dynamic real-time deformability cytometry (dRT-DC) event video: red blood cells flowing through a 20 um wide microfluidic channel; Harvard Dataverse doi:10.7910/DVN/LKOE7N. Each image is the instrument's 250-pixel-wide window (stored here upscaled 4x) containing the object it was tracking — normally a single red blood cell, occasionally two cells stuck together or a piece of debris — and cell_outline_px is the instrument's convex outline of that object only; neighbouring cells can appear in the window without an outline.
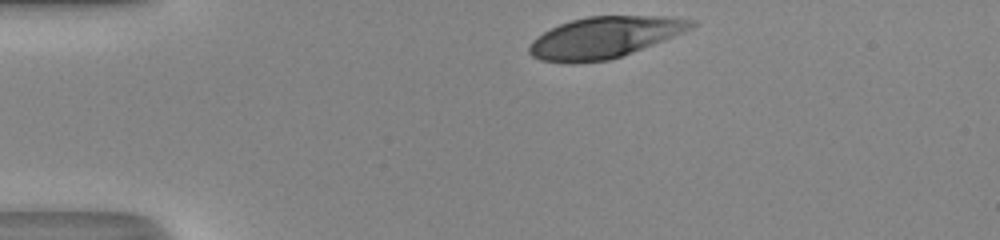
{"species": "human", "species_latin": "Homo sapiens", "temperature_condition": "room temperature", "stored_images_in_passage": 31, "camera_frame_rate_fps": 3000, "um_per_image_px": 0.085, "donor": {"sex": "male"}, "frame": {"image": 1, "passage_image": 1, "time_ms": 0.0, "image_size_px": [1000, 240], "cell_outline_px": [[696, 24], [692, 28], [684, 32], [620, 56], [608, 60], [572, 64], [564, 64], [540, 60], [532, 56], [528, 52], [528, 48], [532, 40], [544, 32], [560, 24], [572, 20], [588, 16], [668, 16], [696, 20]], "centroid_in_image_um": [51.35, 3.18], "position_along_channel_um": 33.7, "area_um2": 38.84}}
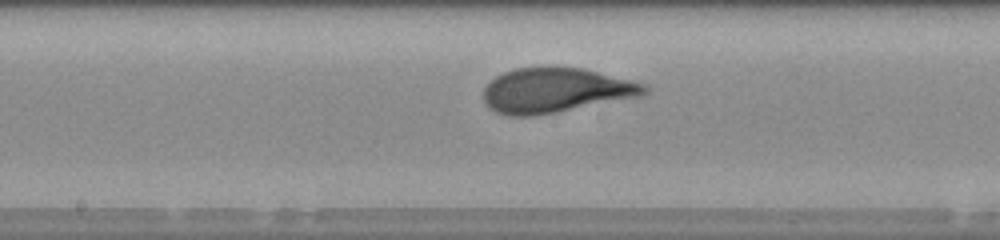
{"frame": {"image": 2, "passage_image": 17, "time_ms": 5.333, "image_size_px": [1000, 240], "cell_outline_px": [[648, 92], [640, 96], [556, 112], [532, 116], [508, 116], [496, 112], [488, 108], [484, 104], [484, 88], [496, 76], [504, 72], [516, 68], [540, 64], [584, 68], [644, 84], [648, 88]], "centroid_in_image_um": [47.17, 7.65], "position_along_channel_um": 201.0, "area_um2": 42.43}}
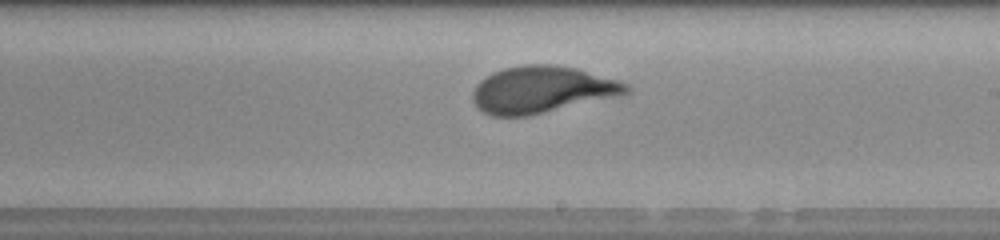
{"frame": {"image": 3, "passage_image": 20, "time_ms": 6.333, "image_size_px": [1000, 240], "cell_outline_px": [[632, 92], [620, 96], [528, 116], [492, 116], [476, 108], [472, 100], [472, 92], [476, 84], [480, 80], [492, 72], [504, 68], [524, 64], [552, 64], [576, 68], [620, 80], [628, 84], [632, 88]], "centroid_in_image_um": [46.08, 7.62], "position_along_channel_um": 242.9, "area_um2": 42.48}, "authors_computed_cell_mechanics": {"area_um2": 41.327, "velocity_mm_per_s": 4.2151, "shape_relaxation_time_tau1_ms": 3.7186, "shape_relaxation_time_tau2_ms": null, "deformation_change_tau1": 0.2032, "deformation_change_tau2": null}}